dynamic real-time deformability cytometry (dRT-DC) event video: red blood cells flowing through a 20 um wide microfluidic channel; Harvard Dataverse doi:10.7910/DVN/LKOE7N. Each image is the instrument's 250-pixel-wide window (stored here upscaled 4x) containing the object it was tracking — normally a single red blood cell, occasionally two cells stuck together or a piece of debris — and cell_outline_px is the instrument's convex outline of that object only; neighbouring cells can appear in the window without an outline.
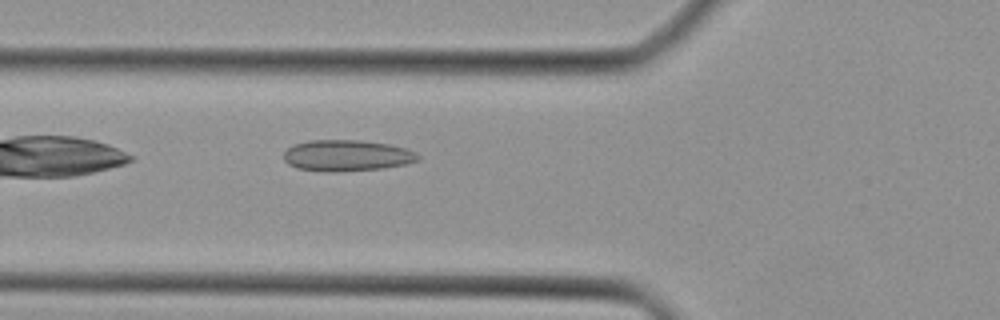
{"species": "Egyptian fruit bat (a non-hibernating species)", "species_latin": "Rousettus aegyptiacus", "temperature_condition": "cold", "stored_images_in_passage": 8, "camera_frame_rate_fps": 3000, "um_per_image_px": 0.085, "animal": {"sex": "female"}, "frame": {"image": 1, "passage_image": 3, "time_ms": 0.667, "image_size_px": [1000, 320], "cell_outline_px": [[420, 160], [404, 164], [384, 168], [336, 172], [328, 172], [296, 168], [288, 164], [284, 160], [284, 152], [288, 148], [296, 144], [308, 140], [360, 140], [388, 144], [404, 148], [416, 152], [420, 156]], "centroid_in_image_um": [29.48, 13.22], "position_along_channel_um": 96.3, "area_um2": 24.45}}
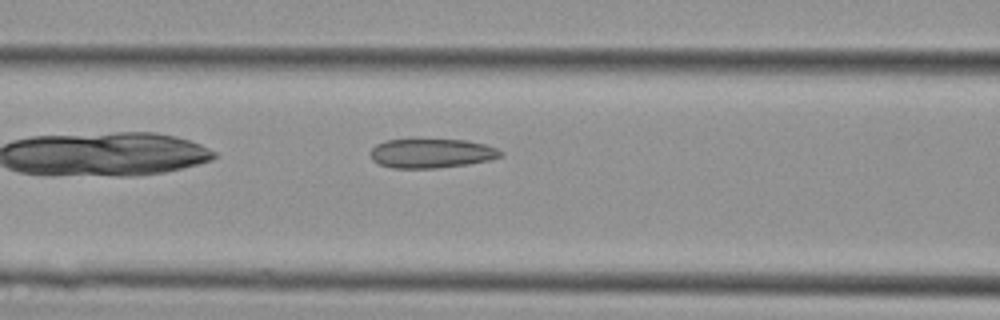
{"frame": {"image": 2, "passage_image": 5, "time_ms": 1.333, "image_size_px": [1000, 320], "cell_outline_px": [[504, 152], [500, 156], [488, 160], [468, 164], [436, 168], [392, 168], [380, 164], [372, 160], [368, 152], [376, 144], [384, 140], [464, 140], [484, 144], [496, 148]], "centroid_in_image_um": [36.63, 13.04], "position_along_channel_um": 130.0, "area_um2": 22.08}}